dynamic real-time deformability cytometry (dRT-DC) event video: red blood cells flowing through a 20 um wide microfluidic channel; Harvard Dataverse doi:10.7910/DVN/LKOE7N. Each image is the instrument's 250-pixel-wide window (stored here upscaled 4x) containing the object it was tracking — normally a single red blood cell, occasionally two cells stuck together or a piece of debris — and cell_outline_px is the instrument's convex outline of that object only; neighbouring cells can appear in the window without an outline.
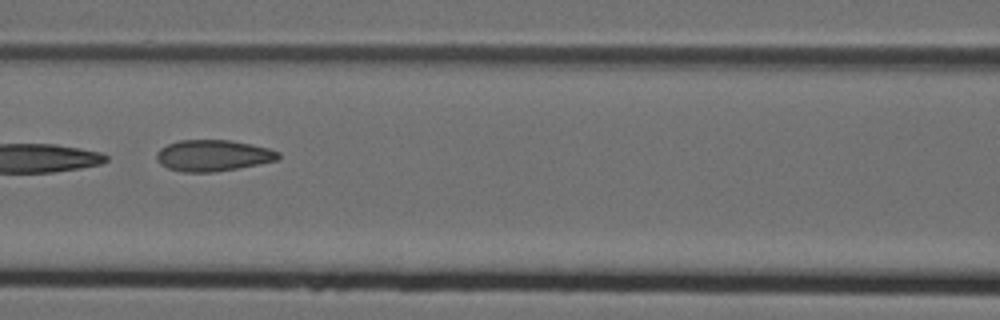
{"species": "Egyptian fruit bat (a non-hibernating species)", "species_latin": "Rousettus aegyptiacus", "temperature_condition": "cold", "stored_images_in_passage": 7, "camera_frame_rate_fps": 3000, "um_per_image_px": 0.085, "animal": {"sex": "female"}, "frame": {"image": 1, "passage_image": 6, "time_ms": 1.667, "image_size_px": [1000, 320], "cell_outline_px": [[280, 156], [276, 160], [236, 168], [212, 172], [180, 172], [168, 168], [160, 164], [156, 160], [156, 152], [160, 148], [168, 144], [180, 140], [228, 140], [252, 144], [268, 148], [280, 152]], "centroid_in_image_um": [18.06, 13.21], "position_along_channel_um": 148.5, "area_um2": 22.08}}
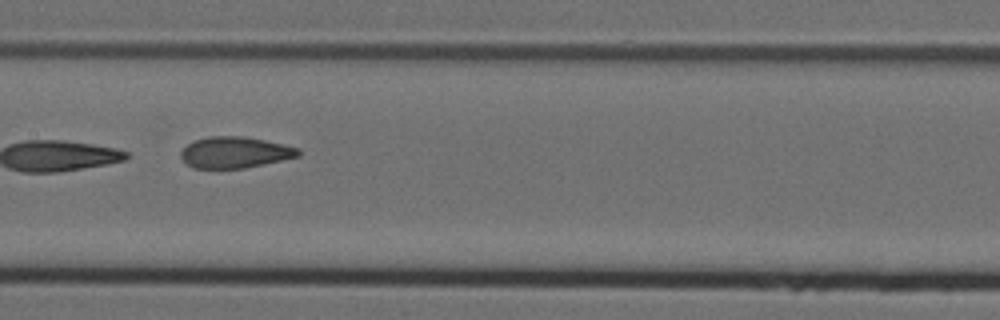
{"frame": {"image": 2, "passage_image": 7, "time_ms": 2.0, "image_size_px": [1000, 320], "cell_outline_px": [[300, 156], [264, 164], [244, 168], [192, 168], [180, 156], [180, 152], [188, 144], [196, 140], [208, 136], [244, 136], [264, 140], [300, 148]], "centroid_in_image_um": [19.98, 12.95], "position_along_channel_um": 187.4, "area_um2": 21.27}}